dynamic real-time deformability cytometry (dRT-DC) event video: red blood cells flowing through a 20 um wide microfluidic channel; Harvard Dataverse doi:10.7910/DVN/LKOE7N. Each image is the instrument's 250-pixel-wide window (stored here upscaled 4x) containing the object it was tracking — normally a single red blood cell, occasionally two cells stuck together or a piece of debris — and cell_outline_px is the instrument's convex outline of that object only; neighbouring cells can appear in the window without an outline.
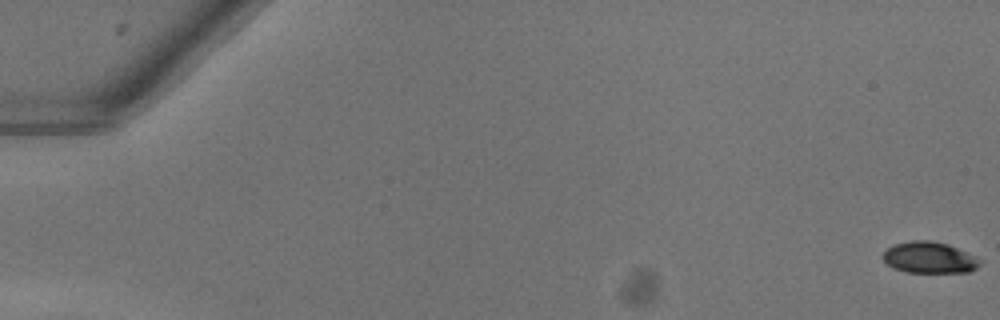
{"species": "common noctule bat (a hibernating species)", "species_latin": "Nyctalus noctula", "temperature_condition": "warm", "stored_images_in_passage": 53, "camera_frame_rate_fps": 3000, "um_per_image_px": 0.085, "animal": {"sex": "female"}, "frame": {"image": 1, "passage_image": 1, "time_ms": 0.0, "image_size_px": [1000, 320], "cell_outline_px": [[984, 260], [976, 268], [968, 272], [908, 272], [892, 268], [880, 256], [892, 244], [912, 240], [932, 240], [948, 244], [976, 256]], "centroid_in_image_um": [79.0, 21.88], "position_along_channel_um": 6.0, "area_um2": 17.92}}
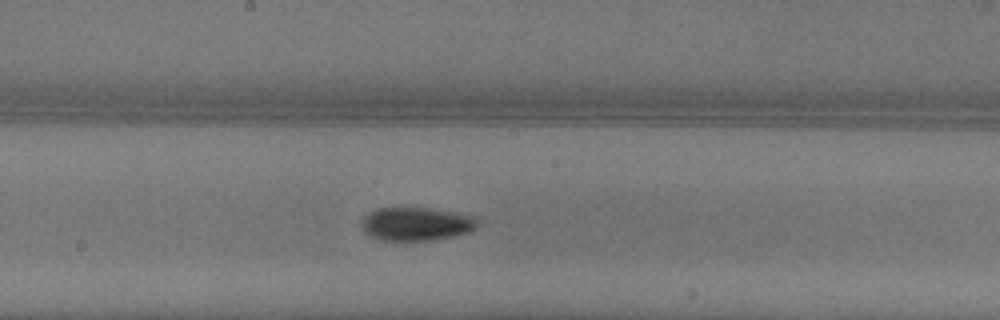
{"frame": {"image": 2, "passage_image": 30, "time_ms": 9.667, "image_size_px": [1000, 320], "cell_outline_px": [[480, 220], [476, 228], [468, 232], [452, 236], [432, 240], [380, 240], [364, 232], [364, 216], [368, 212], [376, 208], [428, 208], [456, 212], [476, 216]], "centroid_in_image_um": [35.44, 19.02], "position_along_channel_um": 212.8, "area_um2": 22.48}}
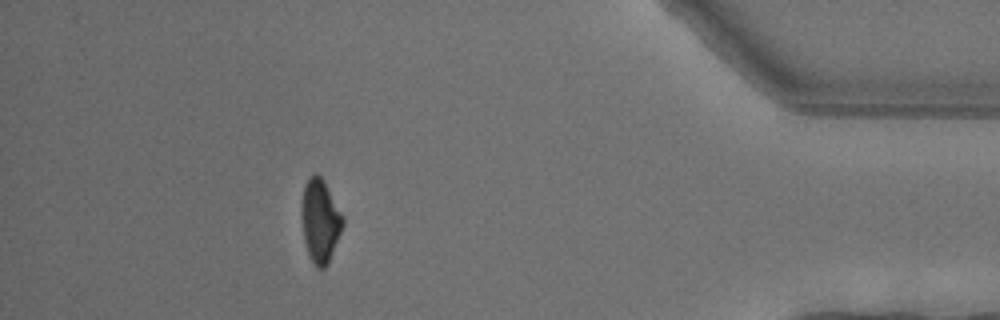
{"frame": {"image": 3, "passage_image": 48, "time_ms": 15.667, "image_size_px": [1000, 320], "cell_outline_px": [[344, 224], [328, 264], [324, 268], [316, 268], [308, 252], [304, 240], [300, 216], [300, 204], [304, 184], [308, 176], [316, 172], [324, 180], [344, 216]], "centroid_in_image_um": [27.2, 18.71], "position_along_channel_um": 408.0, "area_um2": 20.46}, "authors_computed_cell_mechanics": {"area_um2": 20.5768, "velocity_mm_per_s": 4.0467, "shape_relaxation_time_tau1_ms": 3.7099, "shape_relaxation_time_tau2_ms": 6.279, "deformation_change_tau1": 0.1434, "deformation_change_tau2": 0.0898}}